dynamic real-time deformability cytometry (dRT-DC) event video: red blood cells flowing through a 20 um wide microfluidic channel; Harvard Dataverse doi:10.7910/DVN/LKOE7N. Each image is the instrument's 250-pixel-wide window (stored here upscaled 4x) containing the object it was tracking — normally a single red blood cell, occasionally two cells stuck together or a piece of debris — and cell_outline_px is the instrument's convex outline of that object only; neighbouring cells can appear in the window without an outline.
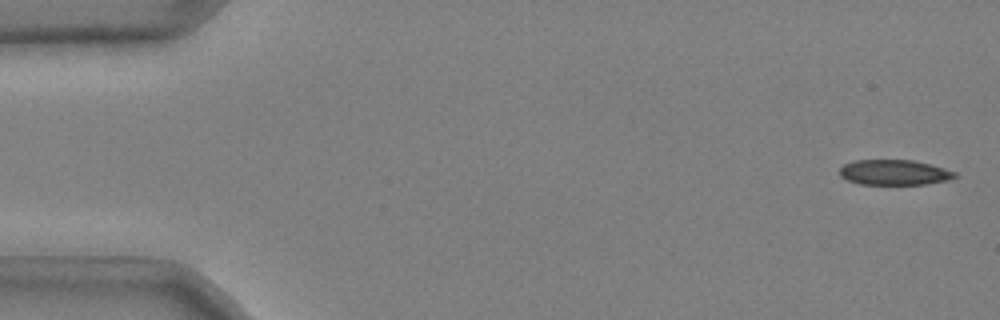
{"species": "common noctule bat (a hibernating species)", "species_latin": "Nyctalus noctula", "temperature_condition": "cold", "stored_images_in_passage": 14, "camera_frame_rate_fps": 3000, "um_per_image_px": 0.085, "animal": {"sex": "male", "body_mass_g": 20.4}, "frame": {"image": 1, "passage_image": 2, "time_ms": 0.333, "image_size_px": [1000, 320], "cell_outline_px": [[960, 176], [948, 180], [924, 184], [860, 184], [848, 180], [840, 176], [840, 168], [844, 164], [852, 160], [912, 160], [944, 168], [956, 172]], "centroid_in_image_um": [76.02, 14.65], "position_along_channel_um": 9.0, "area_um2": 16.94}}